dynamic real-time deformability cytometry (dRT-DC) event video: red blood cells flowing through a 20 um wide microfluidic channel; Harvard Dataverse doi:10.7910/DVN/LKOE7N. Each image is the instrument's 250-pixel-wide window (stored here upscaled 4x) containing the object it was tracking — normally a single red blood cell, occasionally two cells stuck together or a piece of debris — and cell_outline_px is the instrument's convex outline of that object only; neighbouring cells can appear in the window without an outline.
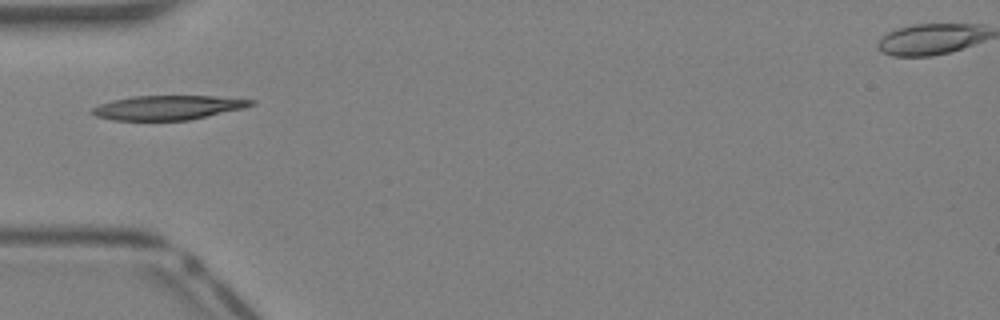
{"species": "Egyptian fruit bat (a non-hibernating species)", "species_latin": "Rousettus aegyptiacus", "temperature_condition": "warm", "stored_images_in_passage": 28, "camera_frame_rate_fps": 3000, "um_per_image_px": 0.085, "animal": {"sex": "female"}, "frame": {"image": 1, "passage_image": 1, "time_ms": 0.0, "image_size_px": [1000, 320], "cell_outline_px": [[256, 104], [244, 108], [188, 120], [112, 120], [96, 116], [92, 112], [92, 108], [100, 104], [112, 100], [132, 96], [212, 96], [256, 100]], "centroid_in_image_um": [14.29, 9.14], "position_along_channel_um": 70.7, "area_um2": 22.37}}
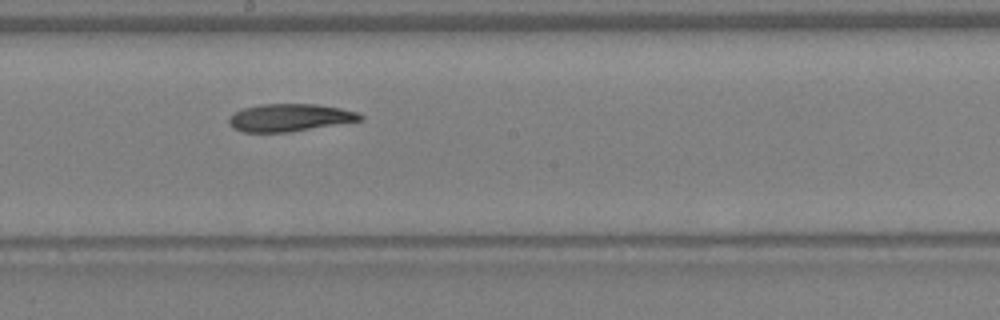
{"frame": {"image": 2, "passage_image": 10, "time_ms": 3.0, "image_size_px": [1000, 320], "cell_outline_px": [[364, 120], [288, 132], [244, 132], [232, 128], [228, 124], [228, 120], [236, 112], [244, 108], [260, 104], [316, 104], [340, 108], [356, 112], [364, 116]], "centroid_in_image_um": [24.63, 10.0], "position_along_channel_um": 223.6, "area_um2": 20.98}}
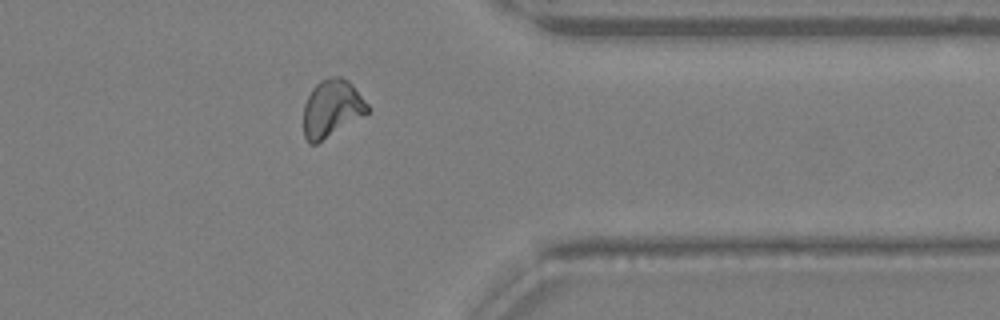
{"frame": {"image": 3, "passage_image": 20, "time_ms": 6.333, "image_size_px": [1000, 320], "cell_outline_px": [[368, 112], [364, 116], [316, 144], [308, 144], [304, 136], [304, 104], [312, 88], [320, 80], [332, 76], [340, 76], [348, 80], [352, 84], [368, 104]], "centroid_in_image_um": [28.19, 9.21], "position_along_channel_um": 383.2, "area_um2": 21.44}}